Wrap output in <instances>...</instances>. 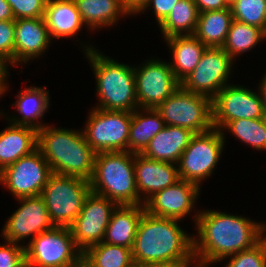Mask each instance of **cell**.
<instances>
[{"label":"cell","mask_w":266,"mask_h":267,"mask_svg":"<svg viewBox=\"0 0 266 267\" xmlns=\"http://www.w3.org/2000/svg\"><path fill=\"white\" fill-rule=\"evenodd\" d=\"M195 211L197 236H193L195 259L219 263L224 258L254 247L266 236V223L215 210Z\"/></svg>","instance_id":"1"},{"label":"cell","mask_w":266,"mask_h":267,"mask_svg":"<svg viewBox=\"0 0 266 267\" xmlns=\"http://www.w3.org/2000/svg\"><path fill=\"white\" fill-rule=\"evenodd\" d=\"M179 221L143 212L131 249L135 267L195 259L193 235L181 229Z\"/></svg>","instance_id":"2"},{"label":"cell","mask_w":266,"mask_h":267,"mask_svg":"<svg viewBox=\"0 0 266 267\" xmlns=\"http://www.w3.org/2000/svg\"><path fill=\"white\" fill-rule=\"evenodd\" d=\"M37 148L47 160L51 172L90 181L96 152L87 143L83 131L45 125L38 130Z\"/></svg>","instance_id":"3"},{"label":"cell","mask_w":266,"mask_h":267,"mask_svg":"<svg viewBox=\"0 0 266 267\" xmlns=\"http://www.w3.org/2000/svg\"><path fill=\"white\" fill-rule=\"evenodd\" d=\"M83 52L96 79L98 104L95 108L128 112L136 110L138 103L134 66L119 63L88 43L83 47Z\"/></svg>","instance_id":"4"},{"label":"cell","mask_w":266,"mask_h":267,"mask_svg":"<svg viewBox=\"0 0 266 267\" xmlns=\"http://www.w3.org/2000/svg\"><path fill=\"white\" fill-rule=\"evenodd\" d=\"M91 191L120 205H139L134 153L110 151L96 153Z\"/></svg>","instance_id":"5"},{"label":"cell","mask_w":266,"mask_h":267,"mask_svg":"<svg viewBox=\"0 0 266 267\" xmlns=\"http://www.w3.org/2000/svg\"><path fill=\"white\" fill-rule=\"evenodd\" d=\"M26 267H81L83 252L70 227L42 232L25 245Z\"/></svg>","instance_id":"6"},{"label":"cell","mask_w":266,"mask_h":267,"mask_svg":"<svg viewBox=\"0 0 266 267\" xmlns=\"http://www.w3.org/2000/svg\"><path fill=\"white\" fill-rule=\"evenodd\" d=\"M90 181L52 173L44 186L43 198L54 226L70 227L90 193Z\"/></svg>","instance_id":"7"},{"label":"cell","mask_w":266,"mask_h":267,"mask_svg":"<svg viewBox=\"0 0 266 267\" xmlns=\"http://www.w3.org/2000/svg\"><path fill=\"white\" fill-rule=\"evenodd\" d=\"M165 125L187 128L195 134L212 130V100L181 86L156 108Z\"/></svg>","instance_id":"8"},{"label":"cell","mask_w":266,"mask_h":267,"mask_svg":"<svg viewBox=\"0 0 266 267\" xmlns=\"http://www.w3.org/2000/svg\"><path fill=\"white\" fill-rule=\"evenodd\" d=\"M225 136L215 128L195 134L178 162L180 179L201 187V182L213 174L221 158Z\"/></svg>","instance_id":"9"},{"label":"cell","mask_w":266,"mask_h":267,"mask_svg":"<svg viewBox=\"0 0 266 267\" xmlns=\"http://www.w3.org/2000/svg\"><path fill=\"white\" fill-rule=\"evenodd\" d=\"M132 112L92 107L85 128L87 143L96 152L128 151Z\"/></svg>","instance_id":"10"},{"label":"cell","mask_w":266,"mask_h":267,"mask_svg":"<svg viewBox=\"0 0 266 267\" xmlns=\"http://www.w3.org/2000/svg\"><path fill=\"white\" fill-rule=\"evenodd\" d=\"M234 59L222 48L207 47L196 68L180 82L186 91L213 99L229 81Z\"/></svg>","instance_id":"11"},{"label":"cell","mask_w":266,"mask_h":267,"mask_svg":"<svg viewBox=\"0 0 266 267\" xmlns=\"http://www.w3.org/2000/svg\"><path fill=\"white\" fill-rule=\"evenodd\" d=\"M51 174L47 160L37 148L31 154L3 168L0 171V183L4 184L16 199L36 197L41 196Z\"/></svg>","instance_id":"12"},{"label":"cell","mask_w":266,"mask_h":267,"mask_svg":"<svg viewBox=\"0 0 266 267\" xmlns=\"http://www.w3.org/2000/svg\"><path fill=\"white\" fill-rule=\"evenodd\" d=\"M143 63L134 66L138 108L155 109L180 87V82L169 62L152 58Z\"/></svg>","instance_id":"13"},{"label":"cell","mask_w":266,"mask_h":267,"mask_svg":"<svg viewBox=\"0 0 266 267\" xmlns=\"http://www.w3.org/2000/svg\"><path fill=\"white\" fill-rule=\"evenodd\" d=\"M117 204L105 196L90 191L82 210L70 226L77 247L84 253L104 240L106 228Z\"/></svg>","instance_id":"14"},{"label":"cell","mask_w":266,"mask_h":267,"mask_svg":"<svg viewBox=\"0 0 266 267\" xmlns=\"http://www.w3.org/2000/svg\"><path fill=\"white\" fill-rule=\"evenodd\" d=\"M265 118L260 92L228 84L212 99L213 127L221 130L229 121Z\"/></svg>","instance_id":"15"},{"label":"cell","mask_w":266,"mask_h":267,"mask_svg":"<svg viewBox=\"0 0 266 267\" xmlns=\"http://www.w3.org/2000/svg\"><path fill=\"white\" fill-rule=\"evenodd\" d=\"M21 206L5 222L1 235L5 241L20 244L29 242L42 232L53 229L45 202L41 196L18 198Z\"/></svg>","instance_id":"16"},{"label":"cell","mask_w":266,"mask_h":267,"mask_svg":"<svg viewBox=\"0 0 266 267\" xmlns=\"http://www.w3.org/2000/svg\"><path fill=\"white\" fill-rule=\"evenodd\" d=\"M200 187L186 180L156 192L145 203V211L157 217L183 220L196 206Z\"/></svg>","instance_id":"17"},{"label":"cell","mask_w":266,"mask_h":267,"mask_svg":"<svg viewBox=\"0 0 266 267\" xmlns=\"http://www.w3.org/2000/svg\"><path fill=\"white\" fill-rule=\"evenodd\" d=\"M134 169L140 205L180 180L178 164L150 159L142 153H134Z\"/></svg>","instance_id":"18"},{"label":"cell","mask_w":266,"mask_h":267,"mask_svg":"<svg viewBox=\"0 0 266 267\" xmlns=\"http://www.w3.org/2000/svg\"><path fill=\"white\" fill-rule=\"evenodd\" d=\"M51 42L43 17L15 20L14 65L39 58L49 49Z\"/></svg>","instance_id":"19"},{"label":"cell","mask_w":266,"mask_h":267,"mask_svg":"<svg viewBox=\"0 0 266 267\" xmlns=\"http://www.w3.org/2000/svg\"><path fill=\"white\" fill-rule=\"evenodd\" d=\"M194 132L179 126L165 127L151 140L142 154L150 159L178 164Z\"/></svg>","instance_id":"20"},{"label":"cell","mask_w":266,"mask_h":267,"mask_svg":"<svg viewBox=\"0 0 266 267\" xmlns=\"http://www.w3.org/2000/svg\"><path fill=\"white\" fill-rule=\"evenodd\" d=\"M16 98L17 100L15 103H12V106L16 107L18 113L22 116L17 117L14 115L11 118L7 115L4 116L1 111L0 114L3 115V118L5 117L12 124L29 126L37 131L46 125L41 121L50 106L49 91L45 87H27L20 90Z\"/></svg>","instance_id":"21"},{"label":"cell","mask_w":266,"mask_h":267,"mask_svg":"<svg viewBox=\"0 0 266 267\" xmlns=\"http://www.w3.org/2000/svg\"><path fill=\"white\" fill-rule=\"evenodd\" d=\"M38 131L29 126H9L0 132V171L37 149Z\"/></svg>","instance_id":"22"},{"label":"cell","mask_w":266,"mask_h":267,"mask_svg":"<svg viewBox=\"0 0 266 267\" xmlns=\"http://www.w3.org/2000/svg\"><path fill=\"white\" fill-rule=\"evenodd\" d=\"M43 18L51 39L74 37L84 25L73 0H47Z\"/></svg>","instance_id":"23"},{"label":"cell","mask_w":266,"mask_h":267,"mask_svg":"<svg viewBox=\"0 0 266 267\" xmlns=\"http://www.w3.org/2000/svg\"><path fill=\"white\" fill-rule=\"evenodd\" d=\"M144 211L145 206L140 204L117 206L111 215L103 242L132 249Z\"/></svg>","instance_id":"24"},{"label":"cell","mask_w":266,"mask_h":267,"mask_svg":"<svg viewBox=\"0 0 266 267\" xmlns=\"http://www.w3.org/2000/svg\"><path fill=\"white\" fill-rule=\"evenodd\" d=\"M164 40L172 53L170 67L181 82L196 68L207 47L194 35H175Z\"/></svg>","instance_id":"25"},{"label":"cell","mask_w":266,"mask_h":267,"mask_svg":"<svg viewBox=\"0 0 266 267\" xmlns=\"http://www.w3.org/2000/svg\"><path fill=\"white\" fill-rule=\"evenodd\" d=\"M80 18L88 30L116 25L117 20L130 16L124 0H73Z\"/></svg>","instance_id":"26"},{"label":"cell","mask_w":266,"mask_h":267,"mask_svg":"<svg viewBox=\"0 0 266 267\" xmlns=\"http://www.w3.org/2000/svg\"><path fill=\"white\" fill-rule=\"evenodd\" d=\"M165 127L156 109L137 108L132 112L128 136V151L142 153L150 140Z\"/></svg>","instance_id":"27"},{"label":"cell","mask_w":266,"mask_h":267,"mask_svg":"<svg viewBox=\"0 0 266 267\" xmlns=\"http://www.w3.org/2000/svg\"><path fill=\"white\" fill-rule=\"evenodd\" d=\"M232 21L231 7L201 12L194 36L206 47L222 48Z\"/></svg>","instance_id":"28"},{"label":"cell","mask_w":266,"mask_h":267,"mask_svg":"<svg viewBox=\"0 0 266 267\" xmlns=\"http://www.w3.org/2000/svg\"><path fill=\"white\" fill-rule=\"evenodd\" d=\"M199 11L194 0H179L159 25L163 39L175 35H194Z\"/></svg>","instance_id":"29"},{"label":"cell","mask_w":266,"mask_h":267,"mask_svg":"<svg viewBox=\"0 0 266 267\" xmlns=\"http://www.w3.org/2000/svg\"><path fill=\"white\" fill-rule=\"evenodd\" d=\"M84 267H135L131 248L100 242L83 253Z\"/></svg>","instance_id":"30"},{"label":"cell","mask_w":266,"mask_h":267,"mask_svg":"<svg viewBox=\"0 0 266 267\" xmlns=\"http://www.w3.org/2000/svg\"><path fill=\"white\" fill-rule=\"evenodd\" d=\"M266 39V33L253 25H248L233 19L222 49L235 58L256 48V44Z\"/></svg>","instance_id":"31"},{"label":"cell","mask_w":266,"mask_h":267,"mask_svg":"<svg viewBox=\"0 0 266 267\" xmlns=\"http://www.w3.org/2000/svg\"><path fill=\"white\" fill-rule=\"evenodd\" d=\"M226 131L254 149L266 150V118L229 121L221 129L223 135Z\"/></svg>","instance_id":"32"},{"label":"cell","mask_w":266,"mask_h":267,"mask_svg":"<svg viewBox=\"0 0 266 267\" xmlns=\"http://www.w3.org/2000/svg\"><path fill=\"white\" fill-rule=\"evenodd\" d=\"M231 10L234 20L256 26L266 33V0H237Z\"/></svg>","instance_id":"33"},{"label":"cell","mask_w":266,"mask_h":267,"mask_svg":"<svg viewBox=\"0 0 266 267\" xmlns=\"http://www.w3.org/2000/svg\"><path fill=\"white\" fill-rule=\"evenodd\" d=\"M230 257V258H229ZM224 267H266V236L254 247L230 255Z\"/></svg>","instance_id":"34"},{"label":"cell","mask_w":266,"mask_h":267,"mask_svg":"<svg viewBox=\"0 0 266 267\" xmlns=\"http://www.w3.org/2000/svg\"><path fill=\"white\" fill-rule=\"evenodd\" d=\"M15 20L0 21V63L14 66Z\"/></svg>","instance_id":"35"},{"label":"cell","mask_w":266,"mask_h":267,"mask_svg":"<svg viewBox=\"0 0 266 267\" xmlns=\"http://www.w3.org/2000/svg\"><path fill=\"white\" fill-rule=\"evenodd\" d=\"M12 8L15 20L44 17L47 0H6Z\"/></svg>","instance_id":"36"},{"label":"cell","mask_w":266,"mask_h":267,"mask_svg":"<svg viewBox=\"0 0 266 267\" xmlns=\"http://www.w3.org/2000/svg\"><path fill=\"white\" fill-rule=\"evenodd\" d=\"M5 242L0 244V267H26L25 245Z\"/></svg>","instance_id":"37"},{"label":"cell","mask_w":266,"mask_h":267,"mask_svg":"<svg viewBox=\"0 0 266 267\" xmlns=\"http://www.w3.org/2000/svg\"><path fill=\"white\" fill-rule=\"evenodd\" d=\"M178 1L179 0H149L138 14L144 13L149 8H153V12L158 23L157 25H160Z\"/></svg>","instance_id":"38"},{"label":"cell","mask_w":266,"mask_h":267,"mask_svg":"<svg viewBox=\"0 0 266 267\" xmlns=\"http://www.w3.org/2000/svg\"><path fill=\"white\" fill-rule=\"evenodd\" d=\"M199 13L229 8L225 0H194Z\"/></svg>","instance_id":"39"},{"label":"cell","mask_w":266,"mask_h":267,"mask_svg":"<svg viewBox=\"0 0 266 267\" xmlns=\"http://www.w3.org/2000/svg\"><path fill=\"white\" fill-rule=\"evenodd\" d=\"M149 0H124V5L130 15H138Z\"/></svg>","instance_id":"40"},{"label":"cell","mask_w":266,"mask_h":267,"mask_svg":"<svg viewBox=\"0 0 266 267\" xmlns=\"http://www.w3.org/2000/svg\"><path fill=\"white\" fill-rule=\"evenodd\" d=\"M15 20L11 6L6 0H0V21Z\"/></svg>","instance_id":"41"},{"label":"cell","mask_w":266,"mask_h":267,"mask_svg":"<svg viewBox=\"0 0 266 267\" xmlns=\"http://www.w3.org/2000/svg\"><path fill=\"white\" fill-rule=\"evenodd\" d=\"M7 76H9V68L3 67L0 70V98H2V95L8 90Z\"/></svg>","instance_id":"42"},{"label":"cell","mask_w":266,"mask_h":267,"mask_svg":"<svg viewBox=\"0 0 266 267\" xmlns=\"http://www.w3.org/2000/svg\"><path fill=\"white\" fill-rule=\"evenodd\" d=\"M260 82L261 83H259L258 89L262 99L264 117L266 118V73L264 74V77L260 80Z\"/></svg>","instance_id":"43"},{"label":"cell","mask_w":266,"mask_h":267,"mask_svg":"<svg viewBox=\"0 0 266 267\" xmlns=\"http://www.w3.org/2000/svg\"><path fill=\"white\" fill-rule=\"evenodd\" d=\"M192 261H194V259L183 260L176 263L155 264L146 267H188Z\"/></svg>","instance_id":"44"},{"label":"cell","mask_w":266,"mask_h":267,"mask_svg":"<svg viewBox=\"0 0 266 267\" xmlns=\"http://www.w3.org/2000/svg\"><path fill=\"white\" fill-rule=\"evenodd\" d=\"M193 263H194V265H193ZM210 264H213V263L194 259V261H192L188 267H210L211 266Z\"/></svg>","instance_id":"45"},{"label":"cell","mask_w":266,"mask_h":267,"mask_svg":"<svg viewBox=\"0 0 266 267\" xmlns=\"http://www.w3.org/2000/svg\"><path fill=\"white\" fill-rule=\"evenodd\" d=\"M237 0H225V3L228 7H231Z\"/></svg>","instance_id":"46"},{"label":"cell","mask_w":266,"mask_h":267,"mask_svg":"<svg viewBox=\"0 0 266 267\" xmlns=\"http://www.w3.org/2000/svg\"><path fill=\"white\" fill-rule=\"evenodd\" d=\"M4 66L0 63V70L3 68Z\"/></svg>","instance_id":"47"}]
</instances>
